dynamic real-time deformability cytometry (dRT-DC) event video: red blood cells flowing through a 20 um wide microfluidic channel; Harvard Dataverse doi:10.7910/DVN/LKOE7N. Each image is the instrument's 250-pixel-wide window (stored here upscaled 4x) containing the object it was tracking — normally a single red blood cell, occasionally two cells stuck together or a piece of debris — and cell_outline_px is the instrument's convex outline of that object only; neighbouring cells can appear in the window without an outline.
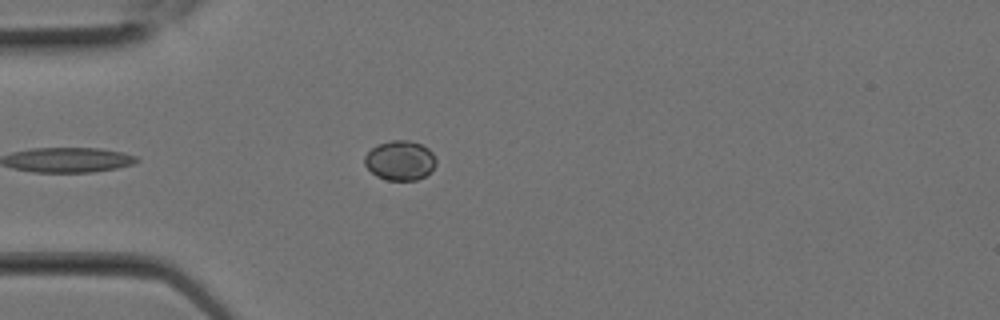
{"species": "Egyptian fruit bat (a non-hibernating species)", "species_latin": "Rousettus aegyptiacus", "temperature_condition": "room temperature", "stored_images_in_passage": 4, "camera_frame_rate_fps": 3000, "um_per_image_px": 0.085, "animal": {"sex": "female"}, "frame": {"image": 1, "passage_image": 4, "time_ms": 1.0, "image_size_px": [1000, 320], "cell_outline_px": [[436, 164], [424, 176], [416, 180], [388, 180], [376, 176], [364, 164], [364, 156], [376, 144], [392, 140], [408, 140], [420, 144], [428, 148], [432, 152], [436, 160]], "centroid_in_image_um": [33.98, 13.63], "position_along_channel_um": 51.0, "area_um2": 16.42}}